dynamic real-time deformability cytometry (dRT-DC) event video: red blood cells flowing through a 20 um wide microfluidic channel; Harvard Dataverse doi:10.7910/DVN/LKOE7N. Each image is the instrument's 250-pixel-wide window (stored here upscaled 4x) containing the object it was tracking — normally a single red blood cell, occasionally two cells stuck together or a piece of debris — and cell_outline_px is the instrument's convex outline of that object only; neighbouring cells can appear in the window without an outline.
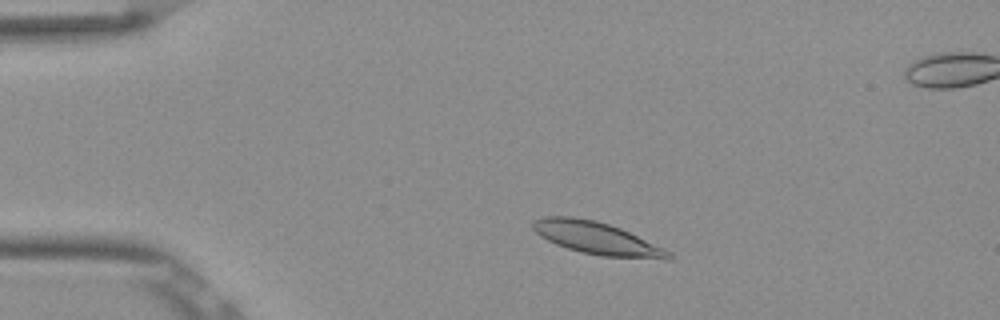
{"species": "Egyptian fruit bat (a non-hibernating species)", "species_latin": "Rousettus aegyptiacus", "temperature_condition": "room temperature", "stored_images_in_passage": 49, "segment_of_instrument_passage": [1, 2], "camera_frame_rate_fps": 3000, "um_per_image_px": 0.085, "frame": {"image": 1, "passage_image": 6, "time_ms": 1.667, "image_size_px": [1000, 320], "cell_outline_px": [[676, 256], [672, 260], [668, 260], [600, 256], [580, 252], [556, 244], [540, 236], [532, 228], [532, 220], [544, 216], [572, 216], [596, 220], [620, 228], [664, 248], [672, 252]], "centroid_in_image_um": [50.77, 20.26], "position_along_channel_um": 34.2, "area_um2": 25.89}}
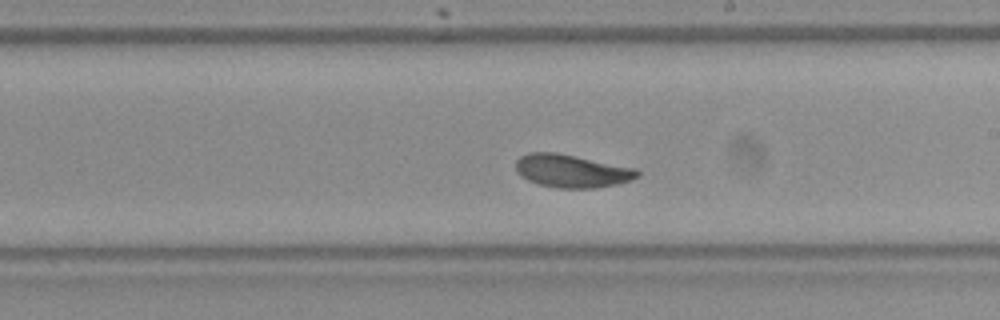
{"frame": {"image": 2, "passage_image": 26, "time_ms": 8.333, "image_size_px": [1000, 320], "cell_outline_px": [[640, 176], [632, 180], [620, 184], [596, 188], [556, 188], [540, 184], [528, 180], [520, 176], [516, 172], [516, 160], [520, 156], [528, 152], [556, 152], [636, 168], [640, 172]], "centroid_in_image_um": [48.61, 14.53], "position_along_channel_um": 240.4, "area_um2": 23.64}}
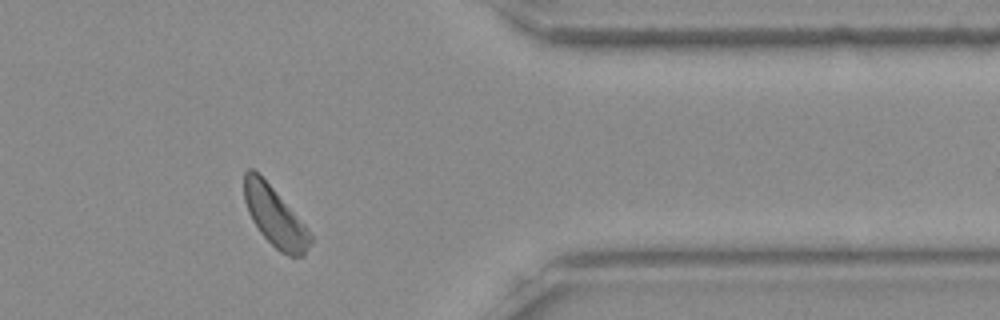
{"frame": {"image": 3, "passage_image": 39, "time_ms": 12.667, "image_size_px": [1000, 320], "cell_outline_px": [[312, 240], [304, 256], [288, 256], [280, 252], [260, 232], [252, 220], [248, 212], [244, 200], [244, 172], [248, 168], [252, 168], [272, 188], [308, 228], [312, 236]], "centroid_in_image_um": [23.36, 18.44], "position_along_channel_um": 388.0, "area_um2": 22.54}}